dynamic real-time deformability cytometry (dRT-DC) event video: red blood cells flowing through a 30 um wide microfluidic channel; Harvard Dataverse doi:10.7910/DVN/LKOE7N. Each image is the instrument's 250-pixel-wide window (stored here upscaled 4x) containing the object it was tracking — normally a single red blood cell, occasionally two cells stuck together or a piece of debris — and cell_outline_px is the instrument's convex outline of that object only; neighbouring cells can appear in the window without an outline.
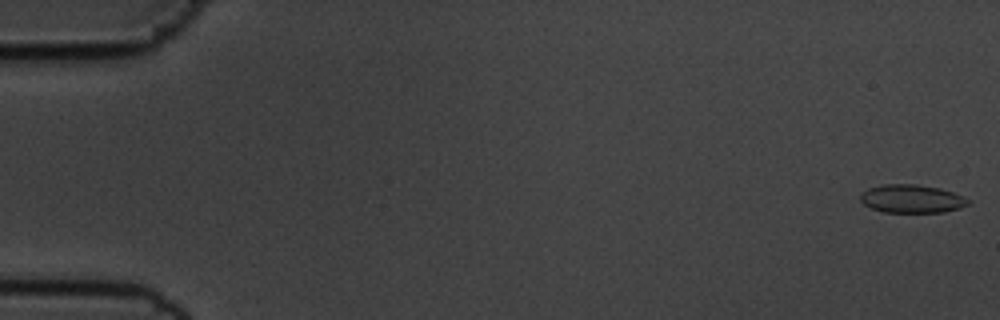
{"species": "common noctule bat (a hibernating species)", "species_latin": "Nyctalus noctula", "temperature_condition": "cold", "stored_images_in_passage": 6, "camera_frame_rate_fps": 3000, "um_per_image_px": 0.085, "animal": {"sex": "male", "body_mass_g": 19.5, "forearm_length_mm": 54.6}, "frame": {"image": 1, "passage_image": 1, "time_ms": 0.0, "image_size_px": [1000, 320], "cell_outline_px": [[972, 204], [960, 208], [944, 212], [884, 212], [872, 208], [864, 204], [860, 200], [860, 192], [868, 188], [884, 184], [916, 184], [940, 188], [964, 196]], "centroid_in_image_um": [77.51, 16.89], "position_along_channel_um": 7.5, "area_um2": 17.86}}